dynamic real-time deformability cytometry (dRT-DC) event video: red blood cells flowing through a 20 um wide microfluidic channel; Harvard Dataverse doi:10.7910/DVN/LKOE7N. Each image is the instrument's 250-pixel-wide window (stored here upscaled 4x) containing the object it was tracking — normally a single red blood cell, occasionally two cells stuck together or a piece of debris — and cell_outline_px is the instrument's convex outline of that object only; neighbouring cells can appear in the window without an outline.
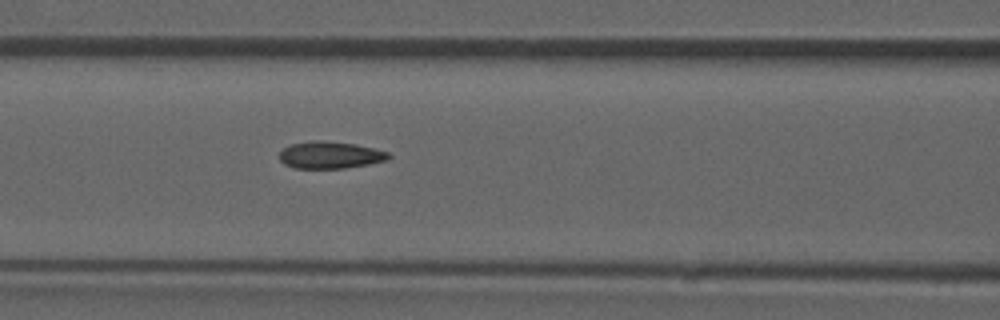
{"species": "common noctule bat (a hibernating species)", "species_latin": "Nyctalus noctula", "temperature_condition": "room temperature", "stored_images_in_passage": 51, "camera_frame_rate_fps": 3000, "um_per_image_px": 0.085, "animal": {"sex": "male", "forearm_length_mm": 52.5}, "frame": {"image": 1, "passage_image": 22, "time_ms": 7.0, "image_size_px": [1000, 320], "cell_outline_px": [[392, 156], [388, 160], [368, 164], [344, 168], [296, 168], [284, 164], [280, 160], [280, 152], [284, 148], [292, 144], [312, 140], [320, 140], [356, 144], [388, 152]], "centroid_in_image_um": [28.07, 13.17], "position_along_channel_um": 138.5, "area_um2": 17.11}, "authors_computed_cell_mechanics": {"area_um2": 17.2244, "velocity_mm_per_s": 3.9268, "shape_relaxation_time_tau1_ms": null, "shape_relaxation_time_tau2_ms": 1.7633, "deformation_change_tau1": null, "deformation_change_tau2": 0.0867}}